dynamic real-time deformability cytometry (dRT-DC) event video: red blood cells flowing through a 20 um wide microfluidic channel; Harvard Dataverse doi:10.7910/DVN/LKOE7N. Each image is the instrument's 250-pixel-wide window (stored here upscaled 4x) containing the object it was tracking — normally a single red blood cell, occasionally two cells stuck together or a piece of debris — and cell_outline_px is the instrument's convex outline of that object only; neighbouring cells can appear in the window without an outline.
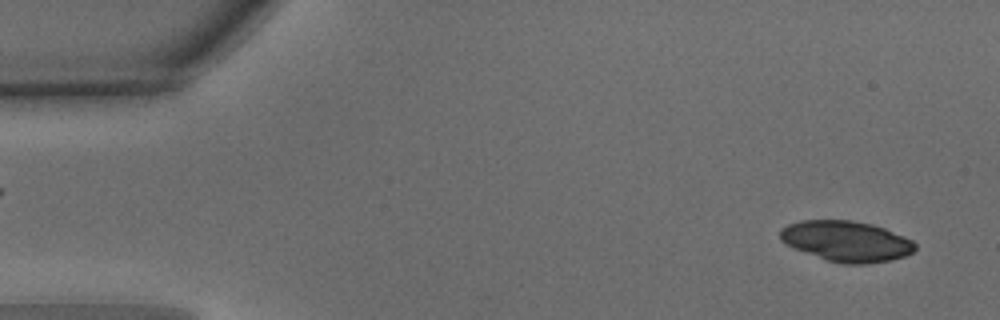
{"species": "common noctule bat (a hibernating species)", "species_latin": "Nyctalus noctula", "temperature_condition": "warm", "stored_images_in_passage": 49, "camera_frame_rate_fps": 3000, "um_per_image_px": 0.085, "animal": {"sex": "male", "body_mass_g": 15.6}, "frame": {"image": 1, "passage_image": 2, "time_ms": 0.333, "image_size_px": [1000, 320], "cell_outline_px": [[916, 248], [912, 252], [904, 256], [888, 260], [864, 264], [844, 264], [828, 260], [784, 244], [780, 240], [780, 228], [788, 224], [800, 220], [852, 220], [872, 224], [884, 228], [904, 236], [912, 240], [916, 244]], "centroid_in_image_um": [71.93, 20.49], "position_along_channel_um": 13.1, "area_um2": 31.79}}